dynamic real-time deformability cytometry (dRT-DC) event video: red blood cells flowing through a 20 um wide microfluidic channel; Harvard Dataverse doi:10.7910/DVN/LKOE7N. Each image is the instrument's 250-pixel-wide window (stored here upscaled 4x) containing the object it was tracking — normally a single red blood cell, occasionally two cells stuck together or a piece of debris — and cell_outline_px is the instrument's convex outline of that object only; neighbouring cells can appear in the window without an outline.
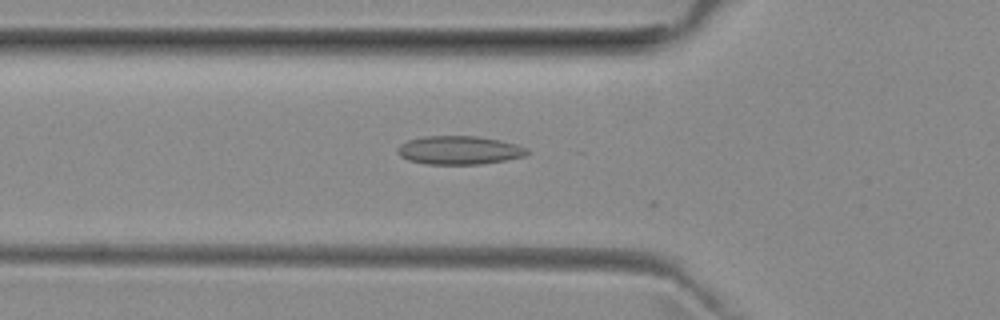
{"species": "common noctule bat (a hibernating species)", "species_latin": "Nyctalus noctula", "temperature_condition": "room temperature", "stored_images_in_passage": 46, "camera_frame_rate_fps": 3000, "um_per_image_px": 0.085, "animal": {"sex": "female", "body_mass_g": 29.2, "forearm_length_mm": 56.3}, "frame": {"image": 1, "passage_image": 18, "time_ms": 5.667, "image_size_px": [1000, 320], "cell_outline_px": [[528, 152], [524, 156], [504, 160], [480, 164], [424, 164], [408, 160], [400, 156], [396, 152], [396, 148], [400, 144], [408, 140], [424, 136], [476, 136], [500, 140], [516, 144], [528, 148]], "centroid_in_image_um": [38.99, 12.76], "position_along_channel_um": 86.8, "area_um2": 21.56}}
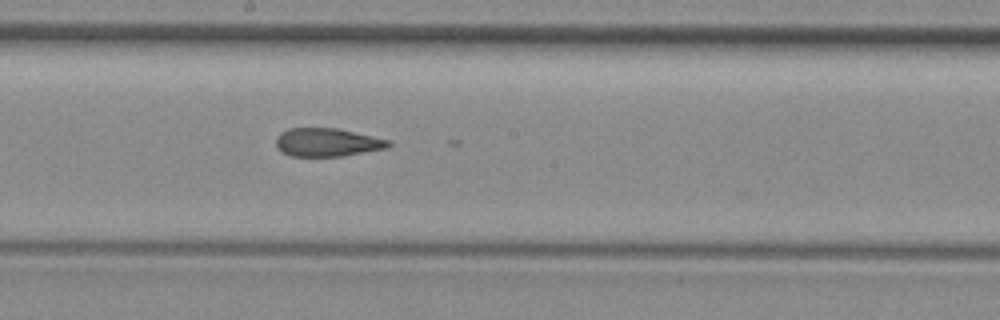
{"frame": {"image": 2, "passage_image": 28, "time_ms": 9.0, "image_size_px": [1000, 320], "cell_outline_px": [[392, 144], [388, 148], [344, 156], [292, 156], [276, 148], [276, 136], [280, 132], [288, 128], [336, 128], [392, 140]], "centroid_in_image_um": [27.84, 12.09], "position_along_channel_um": 220.4, "area_um2": 18.73}}
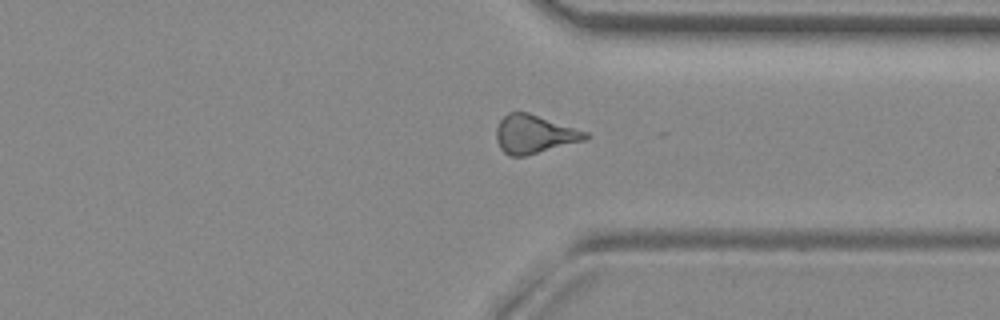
{"frame": {"image": 3, "passage_image": 39, "time_ms": 12.667, "image_size_px": [1000, 320], "cell_outline_px": [[592, 136], [584, 140], [524, 156], [512, 156], [504, 152], [500, 148], [496, 140], [496, 128], [500, 120], [508, 112], [528, 112], [588, 132]], "centroid_in_image_um": [45.4, 11.39], "position_along_channel_um": 366.0, "area_um2": 19.83}, "authors_computed_cell_mechanics": {"area_um2": 19.7965, "velocity_mm_per_s": 4.0053, "shape_relaxation_time_tau1_ms": null, "shape_relaxation_time_tau2_ms": 2.8559, "deformation_change_tau1": null, "deformation_change_tau2": 0.1015}}